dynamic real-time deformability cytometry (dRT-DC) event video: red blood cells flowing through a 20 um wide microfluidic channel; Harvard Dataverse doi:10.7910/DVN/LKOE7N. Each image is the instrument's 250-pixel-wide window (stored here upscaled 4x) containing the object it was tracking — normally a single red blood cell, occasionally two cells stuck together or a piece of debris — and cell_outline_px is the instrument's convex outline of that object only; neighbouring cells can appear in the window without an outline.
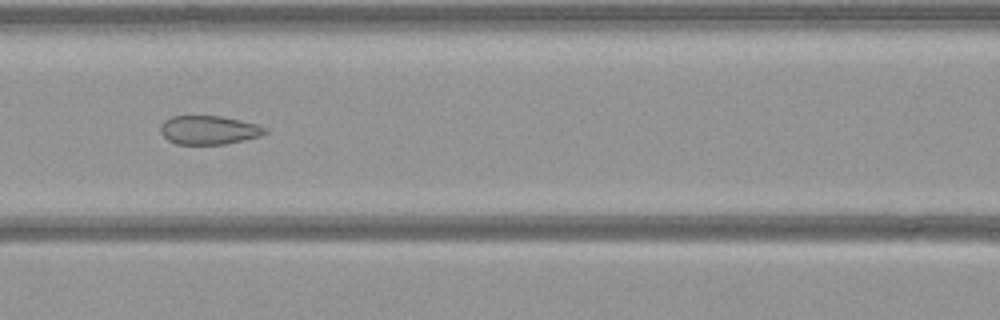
{"species": "common noctule bat (a hibernating species)", "species_latin": "Nyctalus noctula", "temperature_condition": "warm", "stored_images_in_passage": 48, "camera_frame_rate_fps": 3000, "um_per_image_px": 0.085, "animal": {"sex": "female", "body_mass_g": 21.9}, "frame": {"image": 1, "passage_image": 21, "time_ms": 6.667, "image_size_px": [1000, 320], "cell_outline_px": [[268, 132], [260, 136], [244, 140], [224, 144], [176, 144], [168, 140], [160, 132], [160, 124], [164, 120], [172, 116], [220, 116], [260, 124], [268, 128]], "centroid_in_image_um": [17.77, 11.05], "position_along_channel_um": 148.8, "area_um2": 17.69}}
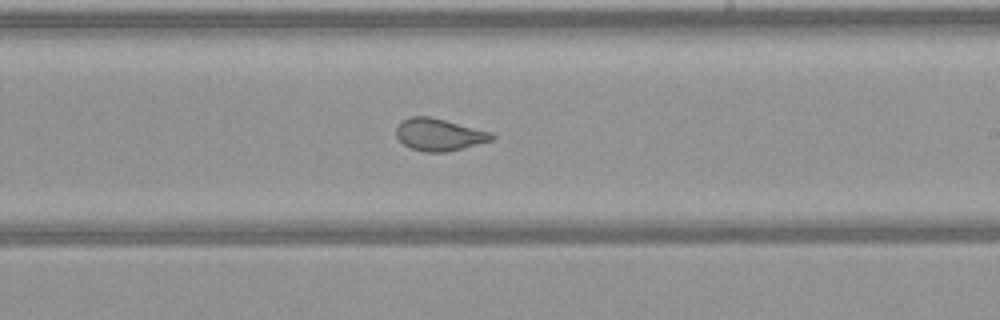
{"frame": {"image": 2, "passage_image": 29, "time_ms": 9.333, "image_size_px": [1000, 320], "cell_outline_px": [[496, 136], [492, 140], [444, 152], [424, 152], [412, 148], [404, 144], [396, 136], [396, 128], [404, 120], [412, 116], [428, 116], [492, 132]], "centroid_in_image_um": [37.32, 11.44], "position_along_channel_um": 251.7, "area_um2": 17.51}}
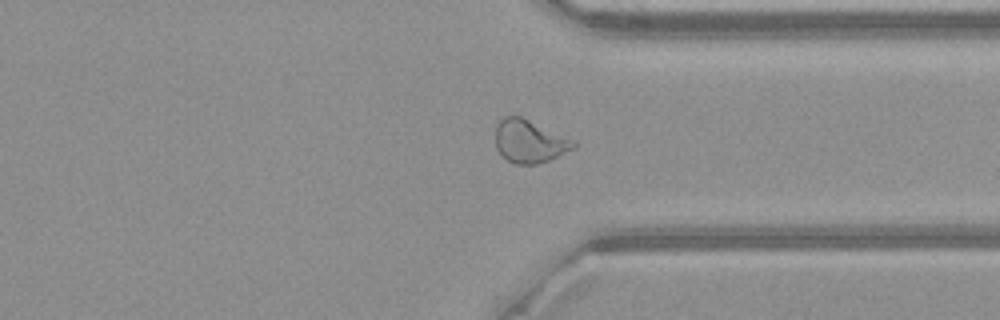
{"frame": {"image": 3, "passage_image": 38, "time_ms": 12.333, "image_size_px": [1000, 320], "cell_outline_px": [[576, 148], [548, 160], [536, 164], [516, 164], [508, 160], [496, 148], [496, 124], [504, 116], [520, 116], [576, 140]], "centroid_in_image_um": [45.03, 12.0], "position_along_channel_um": 366.4, "area_um2": 19.48}}